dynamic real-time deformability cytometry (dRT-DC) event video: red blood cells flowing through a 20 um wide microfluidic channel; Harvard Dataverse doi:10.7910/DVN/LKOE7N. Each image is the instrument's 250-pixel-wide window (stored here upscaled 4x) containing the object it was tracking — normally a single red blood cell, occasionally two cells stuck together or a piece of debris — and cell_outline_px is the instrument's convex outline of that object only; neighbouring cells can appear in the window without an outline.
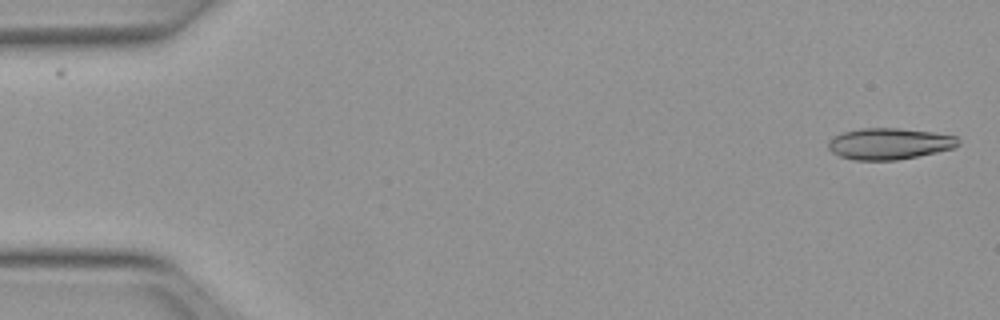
{"species": "Egyptian fruit bat (a non-hibernating species)", "species_latin": "Rousettus aegyptiacus", "temperature_condition": "warm", "stored_images_in_passage": 10, "camera_frame_rate_fps": 3000, "um_per_image_px": 0.085, "animal": {"sex": "female"}, "frame": {"image": 1, "passage_image": 1, "time_ms": 0.0, "image_size_px": [1000, 320], "cell_outline_px": [[960, 144], [956, 148], [896, 160], [856, 160], [840, 156], [832, 152], [828, 148], [828, 140], [832, 136], [844, 132], [860, 128], [900, 128], [932, 132], [956, 136], [960, 140]], "centroid_in_image_um": [75.59, 12.21], "position_along_channel_um": 9.4, "area_um2": 23.81}}